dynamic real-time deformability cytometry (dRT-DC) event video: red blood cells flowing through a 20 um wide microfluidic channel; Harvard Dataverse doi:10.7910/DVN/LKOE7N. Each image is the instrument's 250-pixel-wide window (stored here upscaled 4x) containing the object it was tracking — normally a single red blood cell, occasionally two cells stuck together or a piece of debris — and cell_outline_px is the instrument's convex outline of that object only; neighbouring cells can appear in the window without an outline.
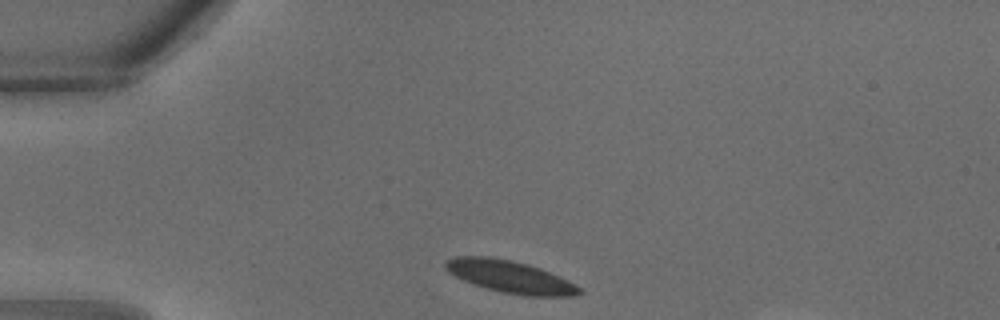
{"species": "common noctule bat (a hibernating species)", "species_latin": "Nyctalus noctula", "temperature_condition": "warm", "stored_images_in_passage": 26, "camera_frame_rate_fps": 3000, "um_per_image_px": 0.085, "animal": {"sex": "male", "body_mass_g": 18.8}, "frame": {"image": 1, "passage_image": 1, "time_ms": 0.0, "image_size_px": [1000, 320], "cell_outline_px": [[584, 292], [572, 296], [524, 296], [504, 292], [472, 284], [448, 272], [444, 268], [444, 264], [448, 260], [456, 256], [488, 256], [512, 260], [528, 264], [540, 268], [568, 280], [576, 284]], "centroid_in_image_um": [43.37, 23.52], "position_along_channel_um": 41.6, "area_um2": 25.09}}
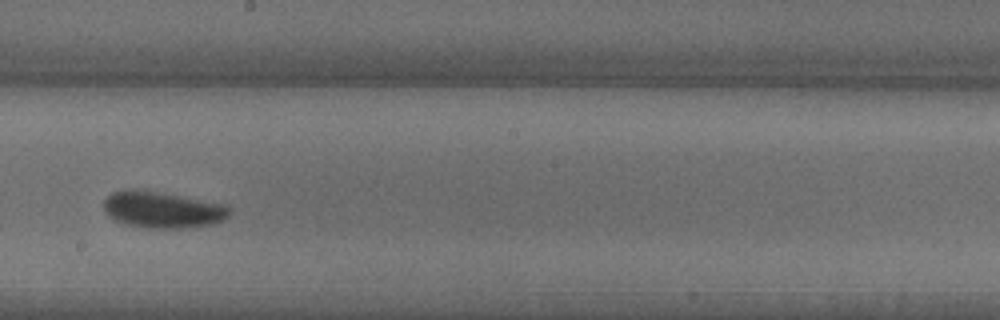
{"frame": {"image": 2, "passage_image": 12, "time_ms": 3.667, "image_size_px": [1000, 320], "cell_outline_px": [[228, 216], [212, 224], [180, 228], [148, 228], [128, 224], [116, 220], [108, 216], [104, 212], [104, 200], [112, 192], [156, 192], [224, 204], [228, 208]], "centroid_in_image_um": [13.8, 17.86], "position_along_channel_um": 234.4, "area_um2": 25.49}}
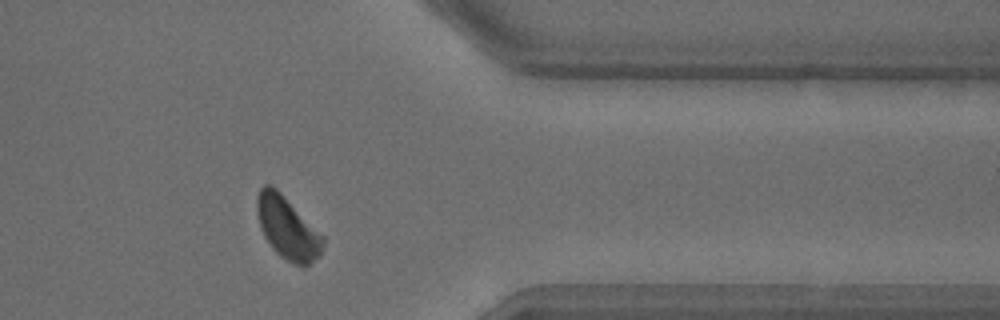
{"frame": {"image": 3, "passage_image": 20, "time_ms": 6.333, "image_size_px": [1000, 320], "cell_outline_px": [[324, 244], [320, 256], [304, 268], [292, 264], [280, 256], [272, 248], [264, 236], [260, 228], [256, 212], [256, 196], [260, 188], [264, 184], [272, 184], [324, 236]], "centroid_in_image_um": [24.42, 19.39], "position_along_channel_um": 387.0, "area_um2": 24.28}}